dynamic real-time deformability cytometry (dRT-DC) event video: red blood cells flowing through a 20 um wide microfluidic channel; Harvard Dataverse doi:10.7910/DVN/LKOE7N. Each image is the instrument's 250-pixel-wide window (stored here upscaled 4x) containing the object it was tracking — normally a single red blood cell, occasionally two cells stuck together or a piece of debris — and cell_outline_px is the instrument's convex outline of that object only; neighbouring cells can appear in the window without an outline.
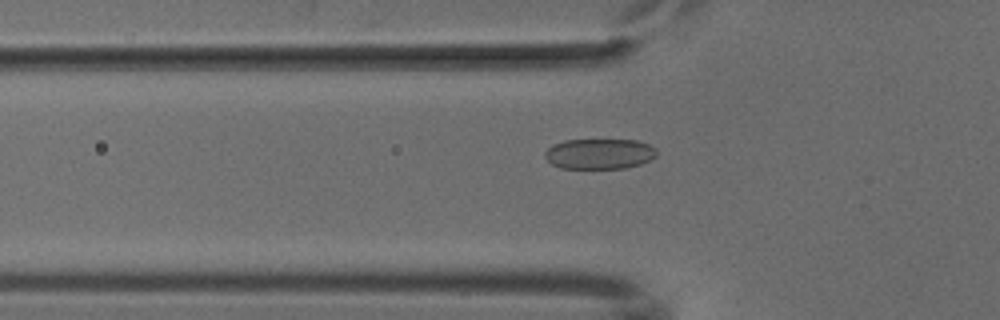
{"species": "common noctule bat (a hibernating species)", "species_latin": "Nyctalus noctula", "temperature_condition": "cold", "stored_images_in_passage": 52, "camera_frame_rate_fps": 3000, "um_per_image_px": 0.085, "animal": {"sex": "male", "body_mass_g": 18.8}, "frame": {"image": 1, "passage_image": 17, "time_ms": 5.333, "image_size_px": [1000, 320], "cell_outline_px": [[656, 156], [640, 164], [624, 168], [560, 168], [552, 164], [544, 156], [544, 152], [552, 144], [564, 140], [636, 140], [648, 144], [656, 148]], "centroid_in_image_um": [50.92, 13.07], "position_along_channel_um": 74.9, "area_um2": 19.77}}
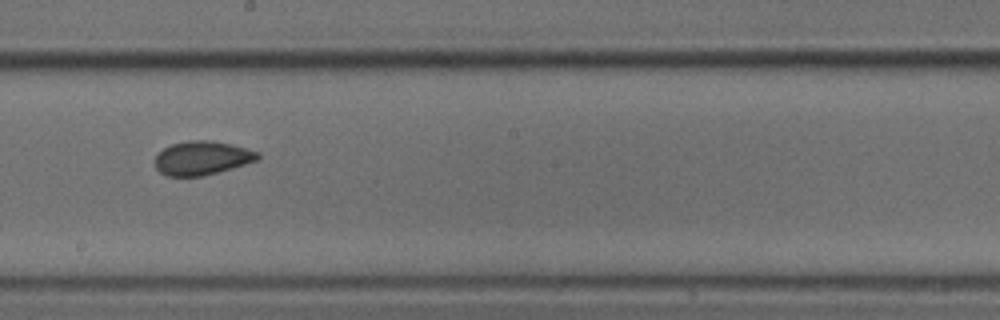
{"frame": {"image": 2, "passage_image": 29, "time_ms": 9.333, "image_size_px": [1000, 320], "cell_outline_px": [[260, 160], [204, 176], [168, 176], [160, 172], [156, 168], [156, 156], [164, 148], [172, 144], [188, 140], [212, 140], [232, 144], [260, 152]], "centroid_in_image_um": [17.22, 13.42], "position_along_channel_um": 231.0, "area_um2": 20.35}}
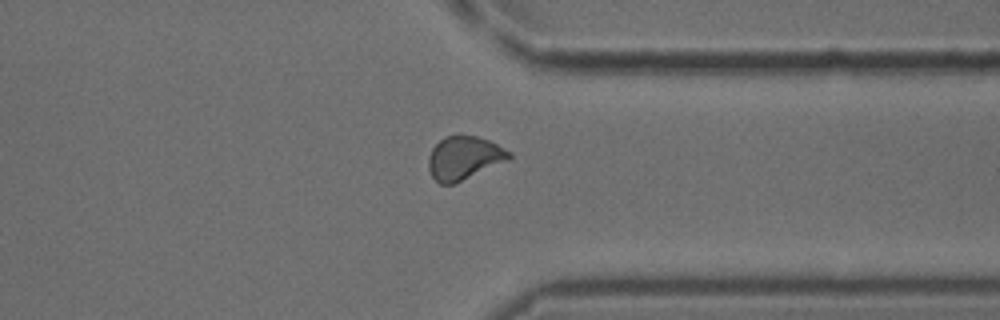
{"frame": {"image": 3, "passage_image": 40, "time_ms": 13.0, "image_size_px": [1000, 320], "cell_outline_px": [[512, 156], [508, 160], [456, 184], [440, 184], [432, 176], [428, 168], [428, 156], [432, 148], [444, 136], [476, 136], [488, 140], [512, 152]], "centroid_in_image_um": [39.44, 13.44], "position_along_channel_um": 372.0, "area_um2": 20.4}}